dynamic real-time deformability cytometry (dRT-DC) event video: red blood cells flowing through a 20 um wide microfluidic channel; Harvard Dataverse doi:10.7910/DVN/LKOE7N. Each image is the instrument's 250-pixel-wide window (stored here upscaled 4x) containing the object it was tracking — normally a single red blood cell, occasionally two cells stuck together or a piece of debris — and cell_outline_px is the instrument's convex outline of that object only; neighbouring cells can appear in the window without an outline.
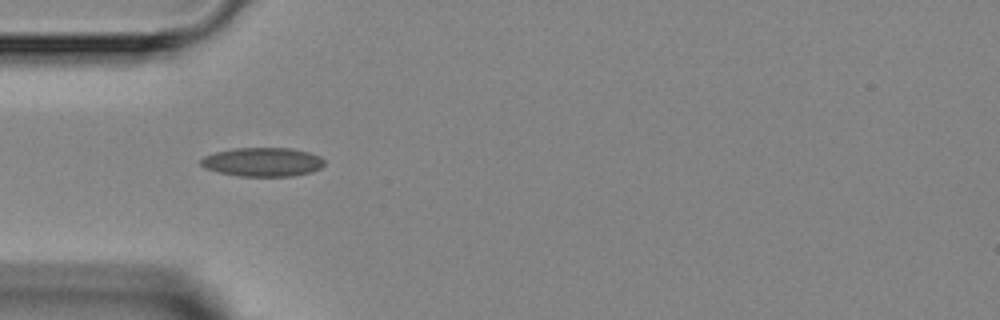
{"species": "Egyptian fruit bat (a non-hibernating species)", "species_latin": "Rousettus aegyptiacus", "temperature_condition": "room temperature", "stored_images_in_passage": 7, "camera_frame_rate_fps": 3000, "um_per_image_px": 0.085, "animal": {"sex": "female"}, "frame": {"image": 1, "passage_image": 4, "time_ms": 3.667, "image_size_px": [1000, 320], "cell_outline_px": [[324, 164], [320, 168], [312, 172], [292, 176], [240, 176], [220, 172], [204, 168], [200, 164], [200, 160], [204, 156], [216, 152], [236, 148], [292, 148], [308, 152], [320, 156], [324, 160]], "centroid_in_image_um": [22.34, 13.77], "position_along_channel_um": 62.7, "area_um2": 20.75}}
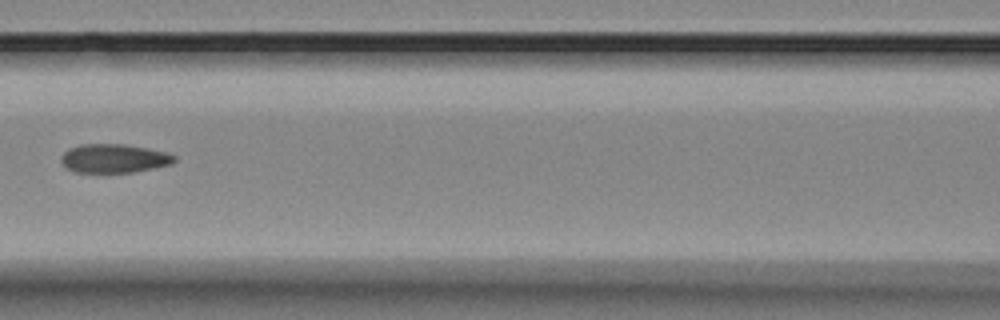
{"frame": {"image": 2, "passage_image": 6, "time_ms": 6.0, "image_size_px": [1000, 320], "cell_outline_px": [[176, 160], [172, 164], [132, 172], [76, 172], [68, 168], [60, 160], [60, 156], [68, 148], [80, 144], [124, 144], [148, 148], [168, 152], [176, 156]], "centroid_in_image_um": [9.7, 13.45], "position_along_channel_um": 156.9, "area_um2": 19.02}}
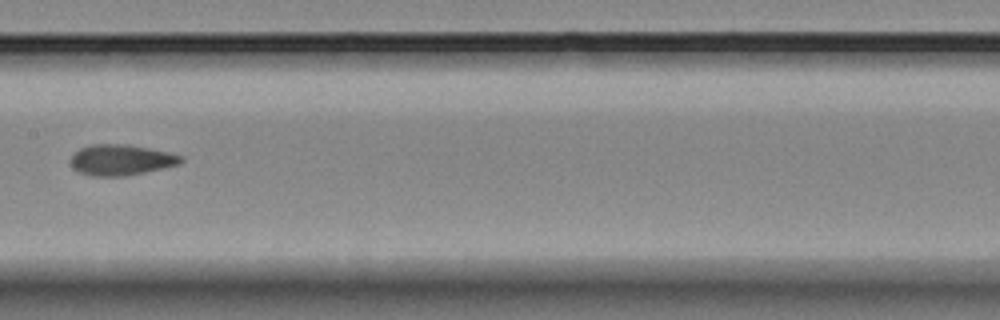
{"frame": {"image": 3, "passage_image": 7, "time_ms": 7.0, "image_size_px": [1000, 320], "cell_outline_px": [[184, 160], [180, 164], [164, 168], [124, 176], [92, 176], [80, 172], [72, 168], [72, 156], [80, 148], [92, 144], [128, 144], [168, 152], [184, 156]], "centroid_in_image_um": [10.32, 13.59], "position_along_channel_um": 197.1, "area_um2": 19.71}}